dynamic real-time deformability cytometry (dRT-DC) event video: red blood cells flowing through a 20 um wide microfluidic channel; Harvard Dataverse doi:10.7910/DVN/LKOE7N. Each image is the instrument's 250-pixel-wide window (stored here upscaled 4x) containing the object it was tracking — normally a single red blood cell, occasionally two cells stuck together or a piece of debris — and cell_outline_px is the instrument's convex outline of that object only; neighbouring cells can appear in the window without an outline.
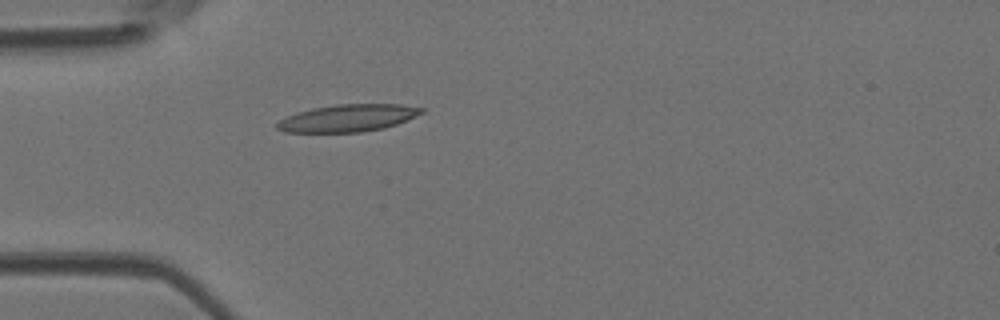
{"species": "Egyptian fruit bat (a non-hibernating species)", "species_latin": "Rousettus aegyptiacus", "temperature_condition": "room temperature", "stored_images_in_passage": 4, "camera_frame_rate_fps": 3000, "um_per_image_px": 0.085, "animal": {"sex": "female"}, "frame": {"image": 1, "passage_image": 4, "time_ms": 1.0, "image_size_px": [1000, 320], "cell_outline_px": [[424, 112], [396, 124], [384, 128], [360, 132], [284, 132], [276, 128], [276, 124], [280, 120], [296, 112], [312, 108], [336, 104], [400, 104], [424, 108]], "centroid_in_image_um": [29.55, 10.03], "position_along_channel_um": 55.4, "area_um2": 22.83}}